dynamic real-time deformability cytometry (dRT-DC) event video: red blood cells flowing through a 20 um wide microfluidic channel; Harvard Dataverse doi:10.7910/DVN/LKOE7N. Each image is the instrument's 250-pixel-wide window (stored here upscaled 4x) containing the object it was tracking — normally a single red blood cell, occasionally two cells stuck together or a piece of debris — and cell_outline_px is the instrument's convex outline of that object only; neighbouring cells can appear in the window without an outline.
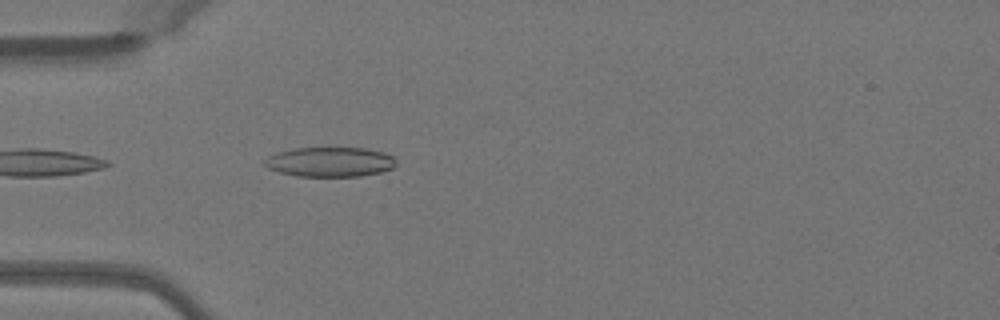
{"species": "Egyptian fruit bat (a non-hibernating species)", "species_latin": "Rousettus aegyptiacus", "temperature_condition": "warm", "stored_images_in_passage": 23, "camera_frame_rate_fps": 3000, "um_per_image_px": 0.085, "animal": {"sex": "female"}, "frame": {"image": 1, "passage_image": 2, "time_ms": 0.333, "image_size_px": [1000, 320], "cell_outline_px": [[396, 164], [392, 168], [380, 172], [360, 176], [296, 176], [280, 172], [268, 168], [264, 164], [264, 160], [268, 156], [276, 152], [296, 148], [364, 148], [384, 152], [392, 156], [396, 160]], "centroid_in_image_um": [28.04, 13.76], "position_along_channel_um": 57.0, "area_um2": 22.72}}
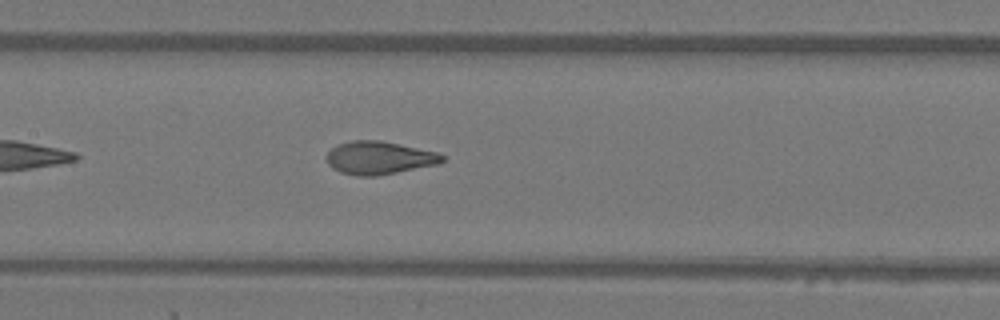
{"frame": {"image": 2, "passage_image": 11, "time_ms": 3.333, "image_size_px": [1000, 320], "cell_outline_px": [[444, 160], [440, 164], [376, 176], [356, 176], [340, 172], [332, 168], [328, 164], [324, 156], [332, 148], [340, 144], [352, 140], [380, 140], [436, 152], [444, 156]], "centroid_in_image_um": [32.2, 13.42], "position_along_channel_um": 175.2, "area_um2": 22.25}}
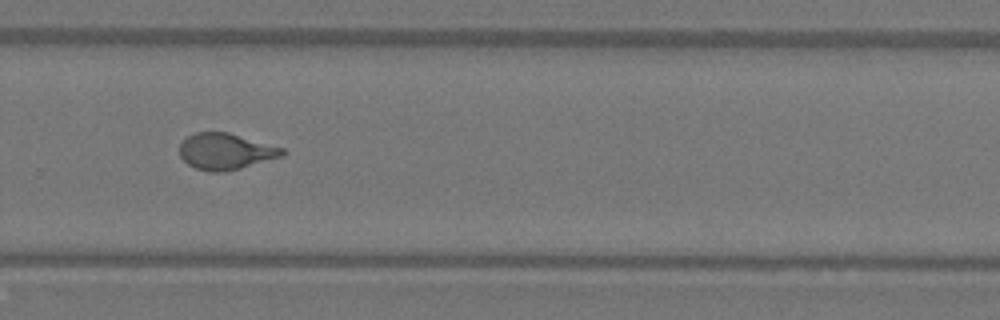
{"frame": {"image": 3, "passage_image": 21, "time_ms": 6.667, "image_size_px": [1000, 320], "cell_outline_px": [[284, 156], [240, 168], [224, 172], [208, 172], [196, 168], [188, 164], [180, 156], [180, 144], [188, 136], [196, 132], [228, 132], [284, 148]], "centroid_in_image_um": [19.18, 12.87], "position_along_channel_um": 310.6, "area_um2": 21.62}}